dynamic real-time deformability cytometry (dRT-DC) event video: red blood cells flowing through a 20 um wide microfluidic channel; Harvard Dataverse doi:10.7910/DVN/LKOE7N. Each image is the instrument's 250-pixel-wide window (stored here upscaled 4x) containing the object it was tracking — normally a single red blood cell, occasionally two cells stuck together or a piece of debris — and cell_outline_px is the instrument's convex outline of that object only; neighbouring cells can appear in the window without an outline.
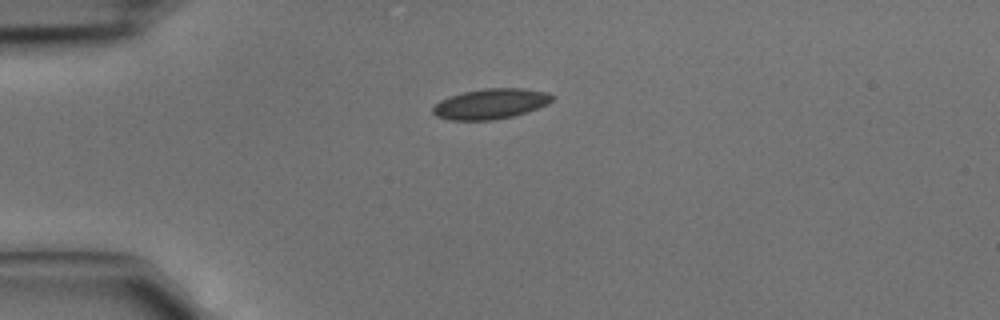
{"species": "common noctule bat (a hibernating species)", "species_latin": "Nyctalus noctula", "temperature_condition": "cold", "stored_images_in_passage": 2, "camera_frame_rate_fps": 3000, "um_per_image_px": 0.085, "animal": {"sex": "male", "body_mass_g": 15.6}, "frame": {"image": 1, "passage_image": 1, "time_ms": 0.0, "image_size_px": [1000, 320], "cell_outline_px": [[556, 96], [548, 104], [528, 112], [512, 116], [492, 120], [448, 120], [436, 116], [432, 112], [432, 108], [440, 100], [464, 92], [484, 88], [524, 88], [548, 92]], "centroid_in_image_um": [41.74, 8.82], "position_along_channel_um": 43.3, "area_um2": 21.15}}